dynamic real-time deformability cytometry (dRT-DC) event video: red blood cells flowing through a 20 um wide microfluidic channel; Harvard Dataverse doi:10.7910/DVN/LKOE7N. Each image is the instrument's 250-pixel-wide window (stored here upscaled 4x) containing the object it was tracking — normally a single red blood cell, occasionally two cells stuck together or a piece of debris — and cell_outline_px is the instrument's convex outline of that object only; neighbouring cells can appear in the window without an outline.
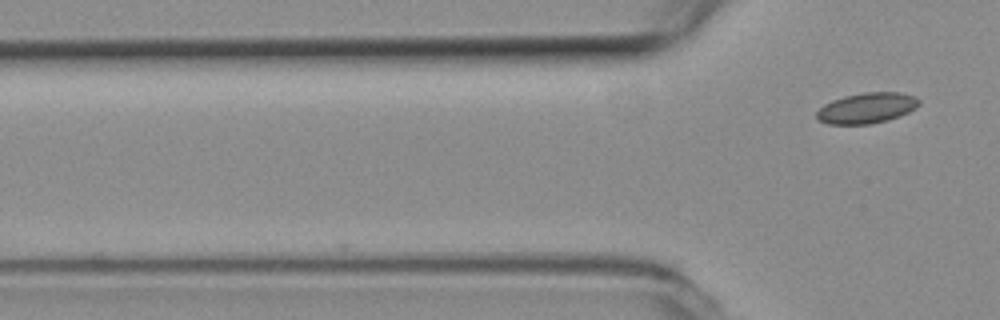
{"species": "common noctule bat (a hibernating species)", "species_latin": "Nyctalus noctula", "temperature_condition": "room temperature", "stored_images_in_passage": 5, "segment_of_instrument_passage": [2, 2], "camera_frame_rate_fps": 3000, "um_per_image_px": 0.085, "animal": {"sex": "female", "body_mass_g": 19.3, "forearm_length_mm": 54.1}, "frame": {"image": 1, "passage_image": 5, "time_ms": 1.333, "image_size_px": [1000, 320], "cell_outline_px": [[920, 104], [916, 108], [908, 112], [884, 120], [868, 124], [828, 124], [820, 120], [816, 116], [816, 112], [824, 104], [832, 100], [844, 96], [864, 92], [900, 92], [916, 96], [920, 100]], "centroid_in_image_um": [73.68, 9.16], "position_along_channel_um": 52.1, "area_um2": 18.09}}